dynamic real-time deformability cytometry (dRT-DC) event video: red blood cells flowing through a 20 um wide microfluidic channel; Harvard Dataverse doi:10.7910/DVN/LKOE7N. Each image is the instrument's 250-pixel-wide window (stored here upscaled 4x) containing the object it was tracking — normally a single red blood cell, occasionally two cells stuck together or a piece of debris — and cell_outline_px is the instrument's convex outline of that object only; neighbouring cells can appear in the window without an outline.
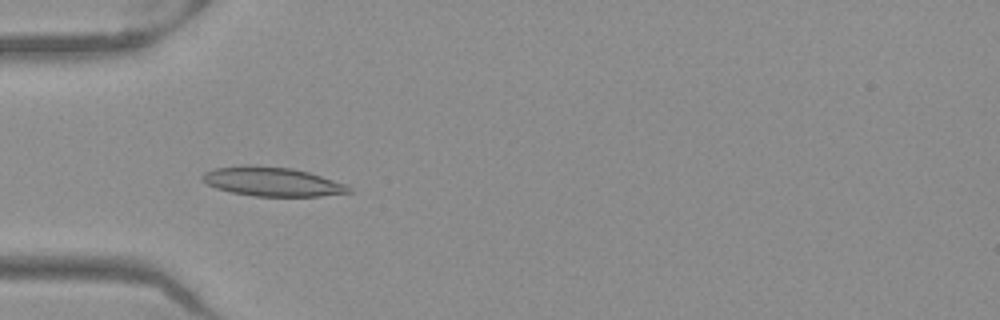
{"species": "Egyptian fruit bat (a non-hibernating species)", "species_latin": "Rousettus aegyptiacus", "temperature_condition": "warm", "stored_images_in_passage": 50, "camera_frame_rate_fps": 3000, "um_per_image_px": 0.085, "frame": {"image": 1, "passage_image": 15, "time_ms": 4.667, "image_size_px": [1000, 320], "cell_outline_px": [[352, 192], [320, 196], [252, 196], [232, 192], [216, 188], [200, 180], [200, 176], [204, 172], [212, 168], [248, 164], [252, 164], [292, 168], [308, 172], [348, 184], [352, 188]], "centroid_in_image_um": [23.11, 15.42], "position_along_channel_um": 61.9, "area_um2": 25.2}}
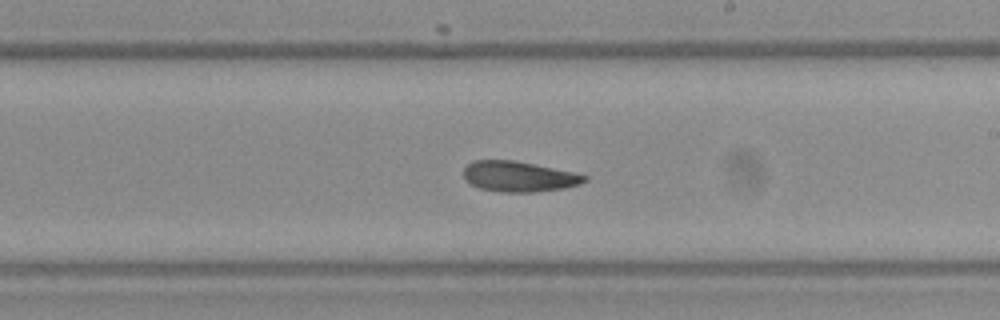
{"frame": {"image": 2, "passage_image": 29, "time_ms": 9.333, "image_size_px": [1000, 320], "cell_outline_px": [[588, 180], [580, 184], [564, 188], [532, 192], [504, 192], [480, 188], [464, 180], [464, 168], [472, 160], [512, 160], [572, 172], [588, 176]], "centroid_in_image_um": [44.08, 15.0], "position_along_channel_um": 244.9, "area_um2": 21.21}}
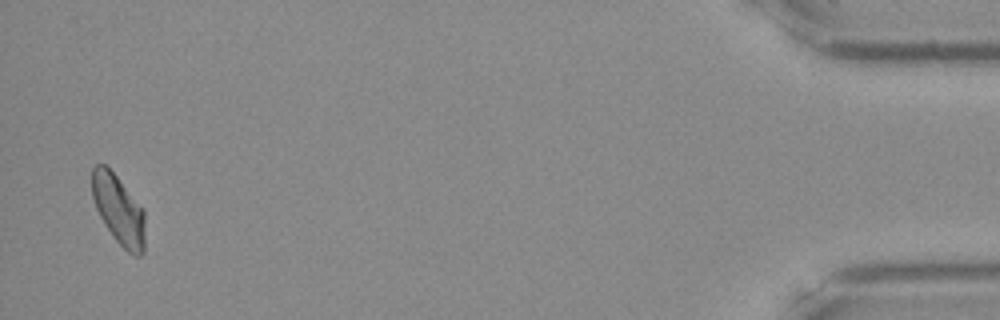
{"frame": {"image": 3, "passage_image": 49, "time_ms": 16.0, "image_size_px": [1000, 320], "cell_outline_px": [[144, 252], [140, 256], [136, 256], [128, 252], [112, 236], [104, 224], [96, 208], [92, 196], [92, 168], [96, 164], [104, 164], [116, 176], [144, 208]], "centroid_in_image_um": [10.08, 17.84], "position_along_channel_um": 425.1, "area_um2": 21.39}, "authors_computed_cell_mechanics": {"area_um2": 21.9062, "velocity_mm_per_s": 3.9661, "shape_relaxation_time_tau1_ms": null, "shape_relaxation_time_tau2_ms": 4.3893, "deformation_change_tau1": null, "deformation_change_tau2": 0.0812}}